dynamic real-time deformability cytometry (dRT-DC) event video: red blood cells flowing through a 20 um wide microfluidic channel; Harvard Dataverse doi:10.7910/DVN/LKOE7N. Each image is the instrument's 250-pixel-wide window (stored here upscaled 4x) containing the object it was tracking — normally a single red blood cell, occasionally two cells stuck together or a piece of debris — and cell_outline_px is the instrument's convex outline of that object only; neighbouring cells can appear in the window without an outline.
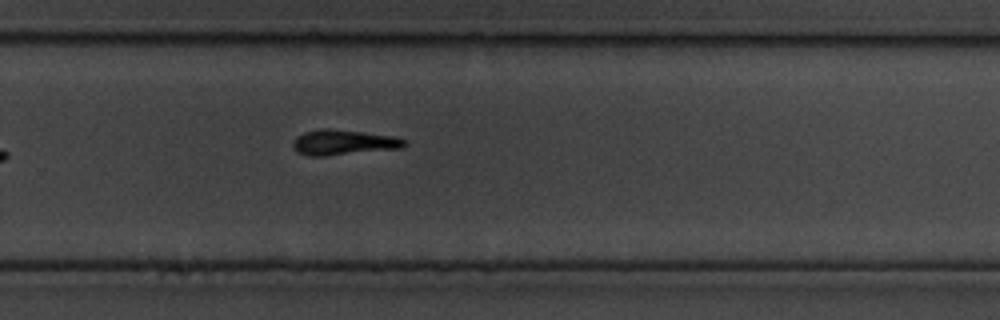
{"species": "common noctule bat (a hibernating species)", "species_latin": "Nyctalus noctula", "temperature_condition": "cold", "stored_images_in_passage": 12, "camera_frame_rate_fps": 3000, "um_per_image_px": 0.085, "animal": {"sex": "male", "body_mass_g": 19.5, "forearm_length_mm": 54.6}, "frame": {"image": 1, "passage_image": 12, "time_ms": 3.667, "image_size_px": [1000, 320], "cell_outline_px": [[408, 144], [400, 148], [324, 156], [308, 156], [296, 152], [292, 144], [296, 136], [304, 132], [324, 128], [328, 128], [392, 136], [408, 140]], "centroid_in_image_um": [29.17, 12.11], "position_along_channel_um": 300.6, "area_um2": 16.3}}